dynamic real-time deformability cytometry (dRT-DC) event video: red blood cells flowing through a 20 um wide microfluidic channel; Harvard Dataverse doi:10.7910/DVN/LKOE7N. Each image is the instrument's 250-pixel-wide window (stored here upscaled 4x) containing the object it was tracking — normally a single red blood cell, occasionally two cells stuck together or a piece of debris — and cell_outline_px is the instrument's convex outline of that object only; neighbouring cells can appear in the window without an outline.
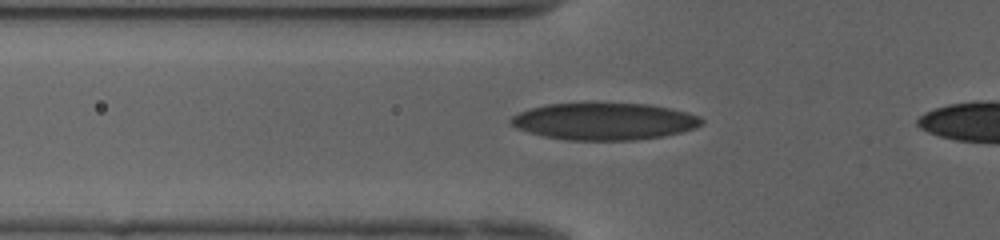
{"species": "human", "species_latin": "Homo sapiens", "temperature_condition": "cold", "stored_images_in_passage": 39, "camera_frame_rate_fps": 3000, "um_per_image_px": 0.085, "donor": {"sex": "female"}, "frame": {"image": 1, "passage_image": 11, "time_ms": 3.333, "image_size_px": [1000, 240], "cell_outline_px": [[704, 124], [696, 128], [664, 136], [632, 140], [568, 140], [544, 136], [528, 132], [516, 128], [508, 120], [512, 116], [528, 108], [548, 104], [584, 100], [652, 104], [688, 112], [700, 116], [704, 120]], "centroid_in_image_um": [51.36, 10.26], "position_along_channel_um": 74.4, "area_um2": 42.6}}
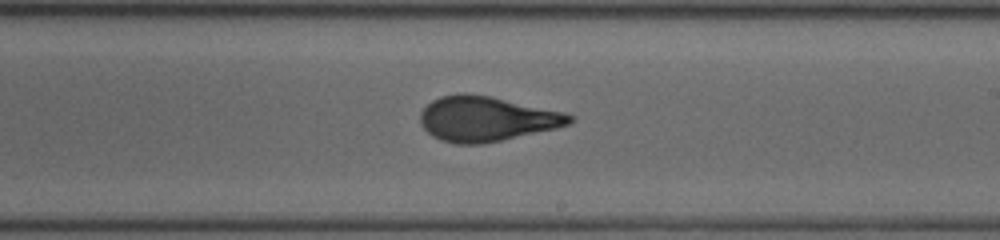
{"frame": {"image": 2, "passage_image": 24, "time_ms": 7.667, "image_size_px": [1000, 240], "cell_outline_px": [[576, 116], [568, 124], [556, 128], [500, 140], [480, 144], [456, 144], [440, 140], [432, 136], [420, 124], [420, 112], [432, 100], [440, 96], [464, 92], [488, 96], [564, 112]], "centroid_in_image_um": [41.3, 10.1], "position_along_channel_um": 247.7, "area_um2": 38.78}}
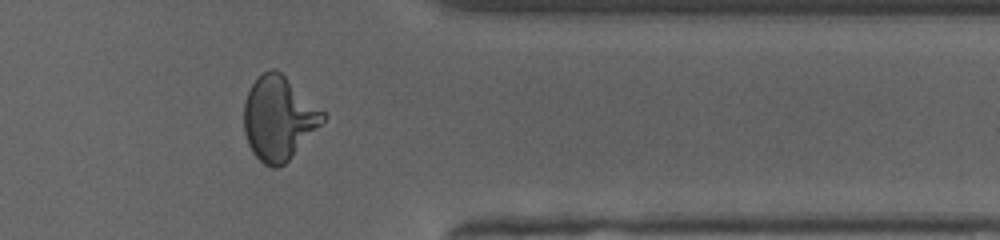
{"frame": {"image": 3, "passage_image": 35, "time_ms": 11.333, "image_size_px": [1000, 240], "cell_outline_px": [[324, 120], [292, 156], [284, 164], [276, 168], [272, 168], [264, 164], [252, 152], [248, 144], [244, 132], [244, 104], [248, 92], [252, 84], [264, 72], [272, 68], [276, 68], [324, 112]], "centroid_in_image_um": [23.65, 10.06], "position_along_channel_um": 387.7, "area_um2": 37.8}}